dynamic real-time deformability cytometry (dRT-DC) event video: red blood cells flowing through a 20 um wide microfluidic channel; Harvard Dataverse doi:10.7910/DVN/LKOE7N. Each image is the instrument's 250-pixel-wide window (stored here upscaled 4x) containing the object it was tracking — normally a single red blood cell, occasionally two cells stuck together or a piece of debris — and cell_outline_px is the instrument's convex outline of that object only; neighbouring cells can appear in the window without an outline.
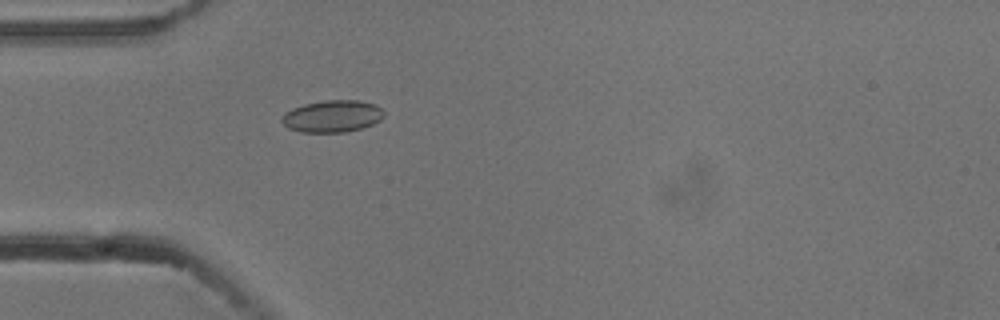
{"species": "common noctule bat (a hibernating species)", "species_latin": "Nyctalus noctula", "temperature_condition": "cold", "stored_images_in_passage": 1, "camera_frame_rate_fps": 3000, "um_per_image_px": 0.085, "animal": {"sex": "male", "body_mass_g": 13.3}, "frame": {"image": 1, "passage_image": 1, "time_ms": 0.0, "image_size_px": [1000, 320], "cell_outline_px": [[384, 116], [380, 120], [372, 124], [360, 128], [344, 132], [300, 132], [288, 128], [280, 120], [280, 116], [284, 112], [292, 108], [304, 104], [324, 100], [360, 100], [376, 104], [384, 112]], "centroid_in_image_um": [28.22, 9.87], "position_along_channel_um": 56.8, "area_um2": 19.19}}